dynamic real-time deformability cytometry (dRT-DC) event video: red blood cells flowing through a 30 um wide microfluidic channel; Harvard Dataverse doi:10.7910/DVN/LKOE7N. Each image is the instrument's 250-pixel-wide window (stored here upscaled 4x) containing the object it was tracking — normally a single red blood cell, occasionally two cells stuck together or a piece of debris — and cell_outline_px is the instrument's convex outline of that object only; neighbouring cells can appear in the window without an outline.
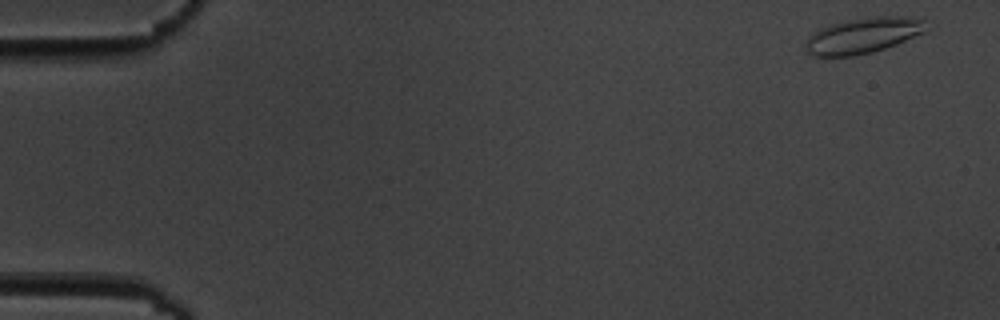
{"species": "common noctule bat (a hibernating species)", "species_latin": "Nyctalus noctula", "temperature_condition": "cold", "stored_images_in_passage": 7, "camera_frame_rate_fps": 3000, "um_per_image_px": 0.085, "animal": {"sex": "male", "body_mass_g": 19.5, "forearm_length_mm": 54.6}, "frame": {"image": 1, "passage_image": 1, "time_ms": 0.0, "image_size_px": [1000, 320], "cell_outline_px": [[928, 32], [896, 44], [872, 52], [852, 56], [816, 56], [808, 52], [804, 48], [804, 40], [808, 36], [820, 28], [844, 20], [876, 16], [900, 16], [924, 20]], "centroid_in_image_um": [73.35, 3.01], "position_along_channel_um": 11.7, "area_um2": 25.2}}
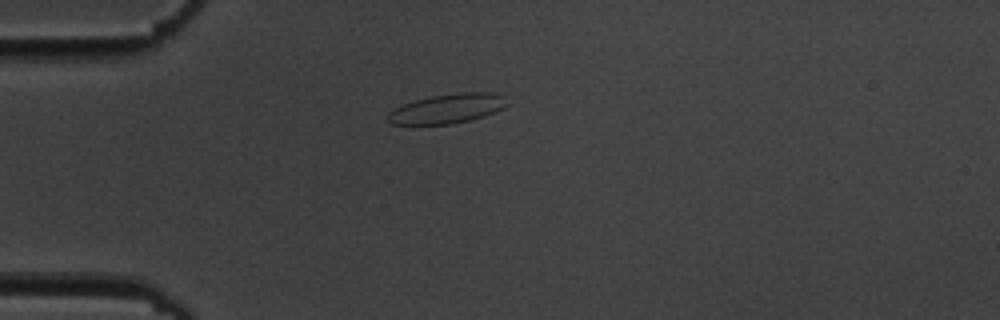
{"frame": {"image": 2, "passage_image": 5, "time_ms": 4.333, "image_size_px": [1000, 320], "cell_outline_px": [[512, 104], [496, 112], [472, 120], [448, 124], [392, 124], [388, 120], [388, 112], [404, 104], [416, 100], [432, 96], [460, 92], [496, 92], [504, 96]], "centroid_in_image_um": [38.14, 9.22], "position_along_channel_um": 46.9, "area_um2": 20.63}}